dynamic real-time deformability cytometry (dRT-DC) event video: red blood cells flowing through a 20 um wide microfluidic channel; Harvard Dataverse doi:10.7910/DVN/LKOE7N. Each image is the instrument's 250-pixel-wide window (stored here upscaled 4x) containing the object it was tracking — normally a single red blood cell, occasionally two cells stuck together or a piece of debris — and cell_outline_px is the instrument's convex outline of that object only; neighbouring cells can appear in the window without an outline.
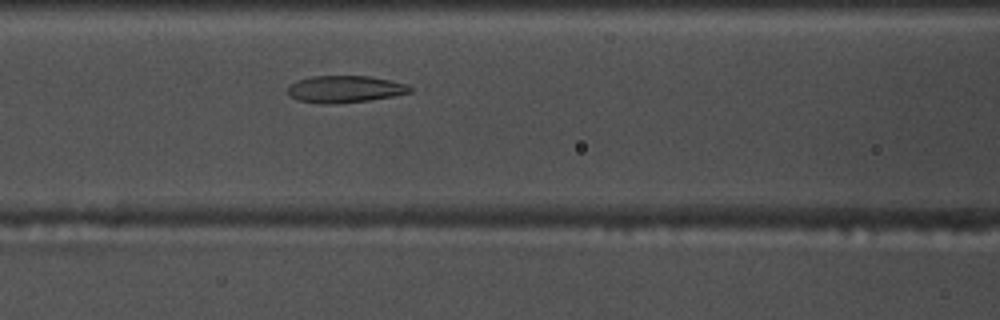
{"species": "common noctule bat (a hibernating species)", "species_latin": "Nyctalus noctula", "temperature_condition": "warm", "stored_images_in_passage": 36, "camera_frame_rate_fps": 3000, "um_per_image_px": 0.085, "animal": {"sex": "male", "body_mass_g": 17.5, "forearm_length_mm": 52.3}, "frame": {"image": 1, "passage_image": 14, "time_ms": 4.333, "image_size_px": [1000, 320], "cell_outline_px": [[412, 92], [396, 96], [368, 100], [332, 104], [324, 104], [300, 100], [292, 96], [288, 92], [288, 84], [312, 76], [368, 76], [408, 84], [412, 88]], "centroid_in_image_um": [29.36, 7.57], "position_along_channel_um": 137.2, "area_um2": 19.07}}
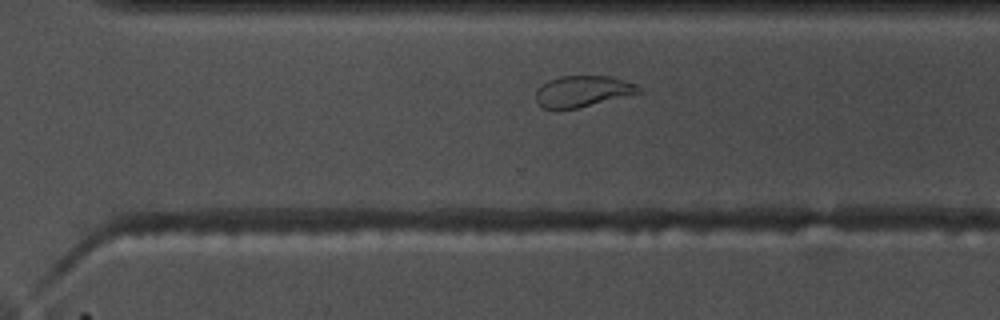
{"frame": {"image": 2, "passage_image": 29, "time_ms": 9.333, "image_size_px": [1000, 320], "cell_outline_px": [[644, 92], [560, 112], [556, 112], [540, 108], [536, 100], [536, 88], [548, 80], [560, 76], [608, 76], [636, 84]], "centroid_in_image_um": [49.44, 7.8], "position_along_channel_um": 321.2, "area_um2": 19.19}}
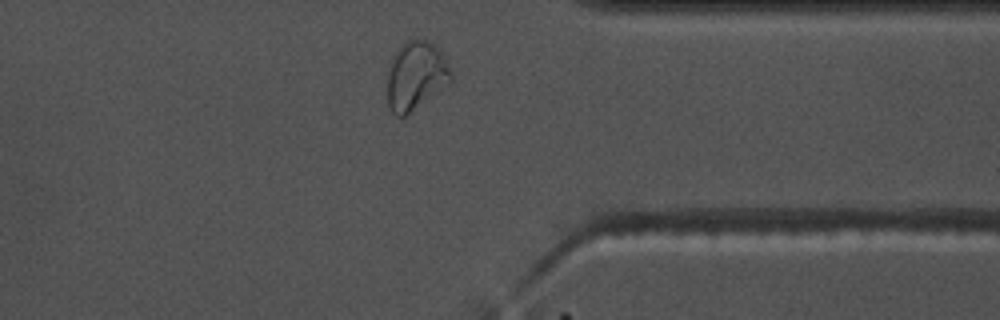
{"frame": {"image": 3, "passage_image": 34, "time_ms": 11.0, "image_size_px": [1000, 320], "cell_outline_px": [[452, 80], [448, 84], [404, 116], [396, 116], [392, 112], [388, 104], [388, 76], [392, 56], [404, 40], [424, 40], [432, 44], [440, 52], [452, 76]], "centroid_in_image_um": [35.31, 6.43], "position_along_channel_um": 376.1, "area_um2": 24.68}, "authors_computed_cell_mechanics": {"area_um2": 19.4208, "velocity_mm_per_s": 3.6931, "shape_relaxation_time_tau1_ms": null, "shape_relaxation_time_tau2_ms": 1.7433, "deformation_change_tau1": null, "deformation_change_tau2": 0.0881}}